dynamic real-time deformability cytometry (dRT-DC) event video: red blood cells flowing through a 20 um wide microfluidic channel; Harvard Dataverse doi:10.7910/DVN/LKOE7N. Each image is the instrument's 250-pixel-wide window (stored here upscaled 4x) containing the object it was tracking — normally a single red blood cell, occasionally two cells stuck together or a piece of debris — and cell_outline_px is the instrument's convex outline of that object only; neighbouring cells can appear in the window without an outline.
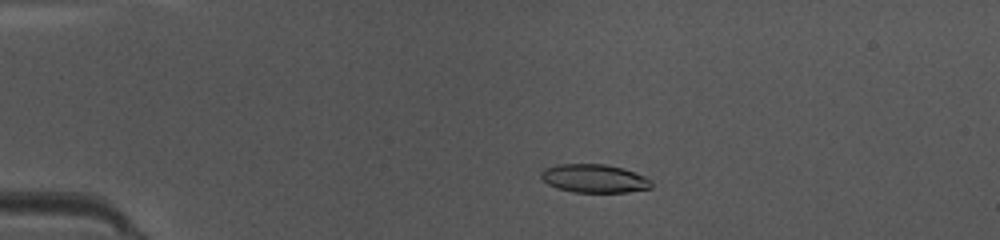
{"species": "common noctule bat (a hibernating species)", "species_latin": "Nyctalus noctula", "temperature_condition": "warm", "stored_images_in_passage": 49, "camera_frame_rate_fps": 3000, "um_per_image_px": 0.085, "animal": {"sex": "female", "body_mass_g": 10.0, "forearm_length_mm": 53.1}, "frame": {"image": 1, "passage_image": 11, "time_ms": 3.333, "image_size_px": [1000, 240], "cell_outline_px": [[652, 188], [628, 192], [572, 192], [556, 188], [548, 184], [540, 176], [540, 172], [544, 168], [556, 164], [604, 164], [624, 168], [644, 176], [652, 180]], "centroid_in_image_um": [50.51, 15.17], "position_along_channel_um": 34.5, "area_um2": 18.44}}
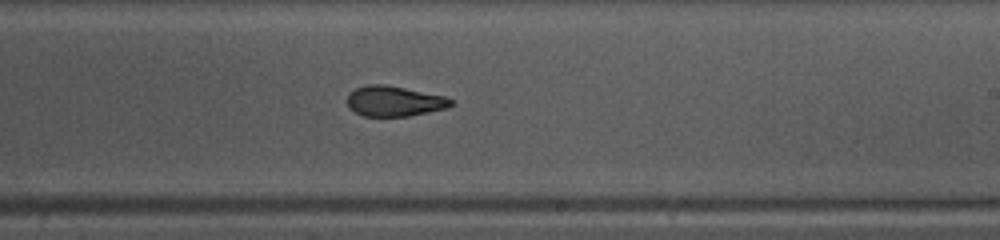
{"frame": {"image": 2, "passage_image": 30, "time_ms": 9.667, "image_size_px": [1000, 240], "cell_outline_px": [[456, 104], [448, 108], [408, 116], [364, 116], [348, 108], [348, 92], [356, 88], [368, 84], [384, 84], [444, 96], [452, 100]], "centroid_in_image_um": [33.51, 8.6], "position_along_channel_um": 255.5, "area_um2": 18.32}}
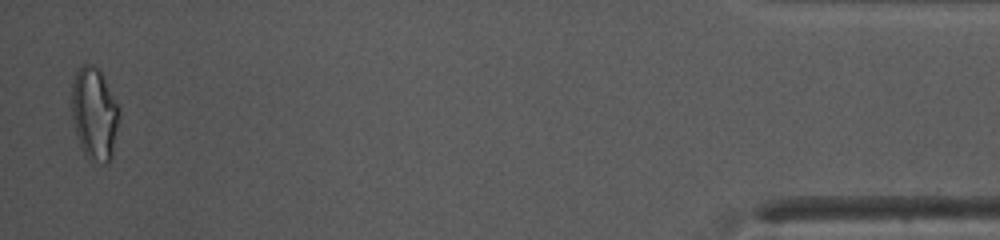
{"frame": {"image": 3, "passage_image": 48, "time_ms": 15.667, "image_size_px": [1000, 240], "cell_outline_px": [[120, 116], [112, 156], [108, 164], [104, 164], [88, 160], [80, 148], [76, 136], [72, 116], [72, 84], [76, 72], [84, 64], [92, 64], [104, 76], [120, 108]], "centroid_in_image_um": [8.04, 9.72], "position_along_channel_um": 427.2, "area_um2": 26.01}, "authors_computed_cell_mechanics": {"area_um2": 18.9584, "velocity_mm_per_s": 4.1775, "shape_relaxation_time_tau1_ms": 4.399, "shape_relaxation_time_tau2_ms": 1.9123, "deformation_change_tau1": 0.1886, "deformation_change_tau2": 0.0923}}